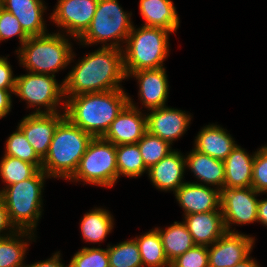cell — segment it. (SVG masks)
<instances>
[{
  "mask_svg": "<svg viewBox=\"0 0 267 267\" xmlns=\"http://www.w3.org/2000/svg\"><path fill=\"white\" fill-rule=\"evenodd\" d=\"M3 8L2 0H0V10Z\"/></svg>",
  "mask_w": 267,
  "mask_h": 267,
  "instance_id": "ee69618b",
  "label": "cell"
},
{
  "mask_svg": "<svg viewBox=\"0 0 267 267\" xmlns=\"http://www.w3.org/2000/svg\"><path fill=\"white\" fill-rule=\"evenodd\" d=\"M16 75L7 56H0V89H15Z\"/></svg>",
  "mask_w": 267,
  "mask_h": 267,
  "instance_id": "74e56055",
  "label": "cell"
},
{
  "mask_svg": "<svg viewBox=\"0 0 267 267\" xmlns=\"http://www.w3.org/2000/svg\"><path fill=\"white\" fill-rule=\"evenodd\" d=\"M71 267H109L107 247H82L69 262Z\"/></svg>",
  "mask_w": 267,
  "mask_h": 267,
  "instance_id": "836d02e7",
  "label": "cell"
},
{
  "mask_svg": "<svg viewBox=\"0 0 267 267\" xmlns=\"http://www.w3.org/2000/svg\"><path fill=\"white\" fill-rule=\"evenodd\" d=\"M137 145L147 169L160 162L174 150L167 141L148 132L137 142Z\"/></svg>",
  "mask_w": 267,
  "mask_h": 267,
  "instance_id": "d6a6232c",
  "label": "cell"
},
{
  "mask_svg": "<svg viewBox=\"0 0 267 267\" xmlns=\"http://www.w3.org/2000/svg\"><path fill=\"white\" fill-rule=\"evenodd\" d=\"M255 246V238L240 232H225L216 242L207 246L209 267H233L242 262Z\"/></svg>",
  "mask_w": 267,
  "mask_h": 267,
  "instance_id": "4fadbf2b",
  "label": "cell"
},
{
  "mask_svg": "<svg viewBox=\"0 0 267 267\" xmlns=\"http://www.w3.org/2000/svg\"><path fill=\"white\" fill-rule=\"evenodd\" d=\"M41 169L31 178L0 189L9 219L17 231L36 233L43 214L45 180L49 179Z\"/></svg>",
  "mask_w": 267,
  "mask_h": 267,
  "instance_id": "5b68a950",
  "label": "cell"
},
{
  "mask_svg": "<svg viewBox=\"0 0 267 267\" xmlns=\"http://www.w3.org/2000/svg\"><path fill=\"white\" fill-rule=\"evenodd\" d=\"M170 267H209L207 246L195 245L173 260Z\"/></svg>",
  "mask_w": 267,
  "mask_h": 267,
  "instance_id": "8d00e7d4",
  "label": "cell"
},
{
  "mask_svg": "<svg viewBox=\"0 0 267 267\" xmlns=\"http://www.w3.org/2000/svg\"><path fill=\"white\" fill-rule=\"evenodd\" d=\"M154 228L161 237L166 257L170 263L196 245L183 221H174L165 229L161 227Z\"/></svg>",
  "mask_w": 267,
  "mask_h": 267,
  "instance_id": "4316f807",
  "label": "cell"
},
{
  "mask_svg": "<svg viewBox=\"0 0 267 267\" xmlns=\"http://www.w3.org/2000/svg\"><path fill=\"white\" fill-rule=\"evenodd\" d=\"M139 247L143 267H170L161 237L155 228L134 238Z\"/></svg>",
  "mask_w": 267,
  "mask_h": 267,
  "instance_id": "83f0119b",
  "label": "cell"
},
{
  "mask_svg": "<svg viewBox=\"0 0 267 267\" xmlns=\"http://www.w3.org/2000/svg\"><path fill=\"white\" fill-rule=\"evenodd\" d=\"M175 199L183 210V216L221 211V191L197 181H186L175 193Z\"/></svg>",
  "mask_w": 267,
  "mask_h": 267,
  "instance_id": "e0dca14e",
  "label": "cell"
},
{
  "mask_svg": "<svg viewBox=\"0 0 267 267\" xmlns=\"http://www.w3.org/2000/svg\"><path fill=\"white\" fill-rule=\"evenodd\" d=\"M263 193L252 187L221 190L220 208L227 232H238L232 226H242L257 222L258 198ZM234 224V225H233Z\"/></svg>",
  "mask_w": 267,
  "mask_h": 267,
  "instance_id": "30bf717a",
  "label": "cell"
},
{
  "mask_svg": "<svg viewBox=\"0 0 267 267\" xmlns=\"http://www.w3.org/2000/svg\"><path fill=\"white\" fill-rule=\"evenodd\" d=\"M13 92L14 89H0V120L11 112Z\"/></svg>",
  "mask_w": 267,
  "mask_h": 267,
  "instance_id": "ab89813d",
  "label": "cell"
},
{
  "mask_svg": "<svg viewBox=\"0 0 267 267\" xmlns=\"http://www.w3.org/2000/svg\"><path fill=\"white\" fill-rule=\"evenodd\" d=\"M233 267H261V266L258 264V261L255 258L249 255L246 259H244L240 263H237Z\"/></svg>",
  "mask_w": 267,
  "mask_h": 267,
  "instance_id": "7bdbcfd3",
  "label": "cell"
},
{
  "mask_svg": "<svg viewBox=\"0 0 267 267\" xmlns=\"http://www.w3.org/2000/svg\"><path fill=\"white\" fill-rule=\"evenodd\" d=\"M44 0H2L3 9L12 13L29 37L48 33Z\"/></svg>",
  "mask_w": 267,
  "mask_h": 267,
  "instance_id": "d6986e66",
  "label": "cell"
},
{
  "mask_svg": "<svg viewBox=\"0 0 267 267\" xmlns=\"http://www.w3.org/2000/svg\"><path fill=\"white\" fill-rule=\"evenodd\" d=\"M49 20L60 28L57 30L78 40L89 28L98 0H58Z\"/></svg>",
  "mask_w": 267,
  "mask_h": 267,
  "instance_id": "8fae6325",
  "label": "cell"
},
{
  "mask_svg": "<svg viewBox=\"0 0 267 267\" xmlns=\"http://www.w3.org/2000/svg\"><path fill=\"white\" fill-rule=\"evenodd\" d=\"M118 179L121 176L140 178L148 169L142 160L137 143L116 146Z\"/></svg>",
  "mask_w": 267,
  "mask_h": 267,
  "instance_id": "f1b7e54d",
  "label": "cell"
},
{
  "mask_svg": "<svg viewBox=\"0 0 267 267\" xmlns=\"http://www.w3.org/2000/svg\"><path fill=\"white\" fill-rule=\"evenodd\" d=\"M79 224L82 239L90 244L99 243V246L115 227L112 213L102 207H95L86 212Z\"/></svg>",
  "mask_w": 267,
  "mask_h": 267,
  "instance_id": "d4e9b609",
  "label": "cell"
},
{
  "mask_svg": "<svg viewBox=\"0 0 267 267\" xmlns=\"http://www.w3.org/2000/svg\"><path fill=\"white\" fill-rule=\"evenodd\" d=\"M143 26L159 27L176 33L180 26L177 8L172 0H139Z\"/></svg>",
  "mask_w": 267,
  "mask_h": 267,
  "instance_id": "cb8c5ba5",
  "label": "cell"
},
{
  "mask_svg": "<svg viewBox=\"0 0 267 267\" xmlns=\"http://www.w3.org/2000/svg\"><path fill=\"white\" fill-rule=\"evenodd\" d=\"M191 120L192 115L185 110L170 106L154 108L146 113L147 132L173 145L188 131Z\"/></svg>",
  "mask_w": 267,
  "mask_h": 267,
  "instance_id": "5bb4252c",
  "label": "cell"
},
{
  "mask_svg": "<svg viewBox=\"0 0 267 267\" xmlns=\"http://www.w3.org/2000/svg\"><path fill=\"white\" fill-rule=\"evenodd\" d=\"M112 188L118 181L116 146L103 137L93 138L68 182Z\"/></svg>",
  "mask_w": 267,
  "mask_h": 267,
  "instance_id": "ba28073f",
  "label": "cell"
},
{
  "mask_svg": "<svg viewBox=\"0 0 267 267\" xmlns=\"http://www.w3.org/2000/svg\"><path fill=\"white\" fill-rule=\"evenodd\" d=\"M227 129L212 123L203 126L194 139V149L200 153L224 161L238 145Z\"/></svg>",
  "mask_w": 267,
  "mask_h": 267,
  "instance_id": "ffe728a7",
  "label": "cell"
},
{
  "mask_svg": "<svg viewBox=\"0 0 267 267\" xmlns=\"http://www.w3.org/2000/svg\"><path fill=\"white\" fill-rule=\"evenodd\" d=\"M159 27L135 24L122 48L123 66L126 76L134 71L160 69L169 56L170 34Z\"/></svg>",
  "mask_w": 267,
  "mask_h": 267,
  "instance_id": "8992f818",
  "label": "cell"
},
{
  "mask_svg": "<svg viewBox=\"0 0 267 267\" xmlns=\"http://www.w3.org/2000/svg\"><path fill=\"white\" fill-rule=\"evenodd\" d=\"M137 80L138 99L142 108L147 111L167 106L169 95V81L166 68L134 71L127 75V79Z\"/></svg>",
  "mask_w": 267,
  "mask_h": 267,
  "instance_id": "2e32d148",
  "label": "cell"
},
{
  "mask_svg": "<svg viewBox=\"0 0 267 267\" xmlns=\"http://www.w3.org/2000/svg\"><path fill=\"white\" fill-rule=\"evenodd\" d=\"M265 195L267 196V193ZM257 222L265 227L267 226V198L258 200Z\"/></svg>",
  "mask_w": 267,
  "mask_h": 267,
  "instance_id": "b9f144b4",
  "label": "cell"
},
{
  "mask_svg": "<svg viewBox=\"0 0 267 267\" xmlns=\"http://www.w3.org/2000/svg\"><path fill=\"white\" fill-rule=\"evenodd\" d=\"M65 118V112L29 113L18 123L26 139L43 160L48 153L57 125Z\"/></svg>",
  "mask_w": 267,
  "mask_h": 267,
  "instance_id": "9a60e30c",
  "label": "cell"
},
{
  "mask_svg": "<svg viewBox=\"0 0 267 267\" xmlns=\"http://www.w3.org/2000/svg\"><path fill=\"white\" fill-rule=\"evenodd\" d=\"M255 152L248 154L245 148L237 145L224 160V189L252 187V171Z\"/></svg>",
  "mask_w": 267,
  "mask_h": 267,
  "instance_id": "603a6c76",
  "label": "cell"
},
{
  "mask_svg": "<svg viewBox=\"0 0 267 267\" xmlns=\"http://www.w3.org/2000/svg\"><path fill=\"white\" fill-rule=\"evenodd\" d=\"M61 32L29 37L15 50L19 66L32 73L56 76L74 62L76 57L71 39Z\"/></svg>",
  "mask_w": 267,
  "mask_h": 267,
  "instance_id": "3957f363",
  "label": "cell"
},
{
  "mask_svg": "<svg viewBox=\"0 0 267 267\" xmlns=\"http://www.w3.org/2000/svg\"><path fill=\"white\" fill-rule=\"evenodd\" d=\"M16 127V131L6 139L3 155L18 158L33 164L38 170L41 169L42 159L36 154L22 130L18 126Z\"/></svg>",
  "mask_w": 267,
  "mask_h": 267,
  "instance_id": "4dcf8cb0",
  "label": "cell"
},
{
  "mask_svg": "<svg viewBox=\"0 0 267 267\" xmlns=\"http://www.w3.org/2000/svg\"><path fill=\"white\" fill-rule=\"evenodd\" d=\"M133 100L128 95V104L118 114L103 137L115 146L137 143L147 132L146 112L144 113L146 110L138 108L139 105H136L138 103H134Z\"/></svg>",
  "mask_w": 267,
  "mask_h": 267,
  "instance_id": "7c38bea8",
  "label": "cell"
},
{
  "mask_svg": "<svg viewBox=\"0 0 267 267\" xmlns=\"http://www.w3.org/2000/svg\"><path fill=\"white\" fill-rule=\"evenodd\" d=\"M183 218L196 245L210 246L226 232L222 211L194 213Z\"/></svg>",
  "mask_w": 267,
  "mask_h": 267,
  "instance_id": "44dd1931",
  "label": "cell"
},
{
  "mask_svg": "<svg viewBox=\"0 0 267 267\" xmlns=\"http://www.w3.org/2000/svg\"><path fill=\"white\" fill-rule=\"evenodd\" d=\"M109 267H143L136 240L126 239L117 244L107 245Z\"/></svg>",
  "mask_w": 267,
  "mask_h": 267,
  "instance_id": "f546056e",
  "label": "cell"
},
{
  "mask_svg": "<svg viewBox=\"0 0 267 267\" xmlns=\"http://www.w3.org/2000/svg\"><path fill=\"white\" fill-rule=\"evenodd\" d=\"M18 37L19 47H21L29 38L24 32L18 19L5 9L0 10V43Z\"/></svg>",
  "mask_w": 267,
  "mask_h": 267,
  "instance_id": "e575fe53",
  "label": "cell"
},
{
  "mask_svg": "<svg viewBox=\"0 0 267 267\" xmlns=\"http://www.w3.org/2000/svg\"><path fill=\"white\" fill-rule=\"evenodd\" d=\"M124 89L65 98V117L93 138L104 137L112 122L128 104Z\"/></svg>",
  "mask_w": 267,
  "mask_h": 267,
  "instance_id": "7a4b0ae2",
  "label": "cell"
},
{
  "mask_svg": "<svg viewBox=\"0 0 267 267\" xmlns=\"http://www.w3.org/2000/svg\"><path fill=\"white\" fill-rule=\"evenodd\" d=\"M37 171L38 169L33 164L8 155H3L0 161V177L4 183L3 188L29 179Z\"/></svg>",
  "mask_w": 267,
  "mask_h": 267,
  "instance_id": "1f68e13d",
  "label": "cell"
},
{
  "mask_svg": "<svg viewBox=\"0 0 267 267\" xmlns=\"http://www.w3.org/2000/svg\"><path fill=\"white\" fill-rule=\"evenodd\" d=\"M13 94L26 102V108L34 109V114L65 111L64 82L59 83L56 76L29 71L17 75Z\"/></svg>",
  "mask_w": 267,
  "mask_h": 267,
  "instance_id": "9c48e42d",
  "label": "cell"
},
{
  "mask_svg": "<svg viewBox=\"0 0 267 267\" xmlns=\"http://www.w3.org/2000/svg\"><path fill=\"white\" fill-rule=\"evenodd\" d=\"M186 170H190L199 184L210 186L218 190L224 189L225 165L224 161L200 153L194 148L185 155Z\"/></svg>",
  "mask_w": 267,
  "mask_h": 267,
  "instance_id": "7402d4cb",
  "label": "cell"
},
{
  "mask_svg": "<svg viewBox=\"0 0 267 267\" xmlns=\"http://www.w3.org/2000/svg\"><path fill=\"white\" fill-rule=\"evenodd\" d=\"M93 137L66 117L57 125L41 170L52 178L68 181Z\"/></svg>",
  "mask_w": 267,
  "mask_h": 267,
  "instance_id": "277c9868",
  "label": "cell"
},
{
  "mask_svg": "<svg viewBox=\"0 0 267 267\" xmlns=\"http://www.w3.org/2000/svg\"><path fill=\"white\" fill-rule=\"evenodd\" d=\"M126 79L122 49L99 47L78 59L62 80L64 97L123 89Z\"/></svg>",
  "mask_w": 267,
  "mask_h": 267,
  "instance_id": "6da1fadb",
  "label": "cell"
},
{
  "mask_svg": "<svg viewBox=\"0 0 267 267\" xmlns=\"http://www.w3.org/2000/svg\"><path fill=\"white\" fill-rule=\"evenodd\" d=\"M61 252L56 251L53 255L45 260L34 262L31 264H25L24 267H71L70 264L64 265L61 258Z\"/></svg>",
  "mask_w": 267,
  "mask_h": 267,
  "instance_id": "60d3db41",
  "label": "cell"
},
{
  "mask_svg": "<svg viewBox=\"0 0 267 267\" xmlns=\"http://www.w3.org/2000/svg\"><path fill=\"white\" fill-rule=\"evenodd\" d=\"M131 17L132 12L124 11L118 0H98L89 28L76 42L83 47L100 44L122 49L134 26Z\"/></svg>",
  "mask_w": 267,
  "mask_h": 267,
  "instance_id": "52a82bcc",
  "label": "cell"
},
{
  "mask_svg": "<svg viewBox=\"0 0 267 267\" xmlns=\"http://www.w3.org/2000/svg\"><path fill=\"white\" fill-rule=\"evenodd\" d=\"M36 237L35 233L29 231H16L13 235L0 239V267H24L28 253L26 251Z\"/></svg>",
  "mask_w": 267,
  "mask_h": 267,
  "instance_id": "484cf974",
  "label": "cell"
},
{
  "mask_svg": "<svg viewBox=\"0 0 267 267\" xmlns=\"http://www.w3.org/2000/svg\"><path fill=\"white\" fill-rule=\"evenodd\" d=\"M185 155L178 149H174L160 162L148 169L147 176L154 188L173 194L186 182Z\"/></svg>",
  "mask_w": 267,
  "mask_h": 267,
  "instance_id": "ac0fdd59",
  "label": "cell"
},
{
  "mask_svg": "<svg viewBox=\"0 0 267 267\" xmlns=\"http://www.w3.org/2000/svg\"><path fill=\"white\" fill-rule=\"evenodd\" d=\"M16 231L9 219L5 202L0 197V239L13 235Z\"/></svg>",
  "mask_w": 267,
  "mask_h": 267,
  "instance_id": "f35d334b",
  "label": "cell"
},
{
  "mask_svg": "<svg viewBox=\"0 0 267 267\" xmlns=\"http://www.w3.org/2000/svg\"><path fill=\"white\" fill-rule=\"evenodd\" d=\"M252 188L259 193H267V144L256 150L253 171Z\"/></svg>",
  "mask_w": 267,
  "mask_h": 267,
  "instance_id": "d590c367",
  "label": "cell"
}]
</instances>
